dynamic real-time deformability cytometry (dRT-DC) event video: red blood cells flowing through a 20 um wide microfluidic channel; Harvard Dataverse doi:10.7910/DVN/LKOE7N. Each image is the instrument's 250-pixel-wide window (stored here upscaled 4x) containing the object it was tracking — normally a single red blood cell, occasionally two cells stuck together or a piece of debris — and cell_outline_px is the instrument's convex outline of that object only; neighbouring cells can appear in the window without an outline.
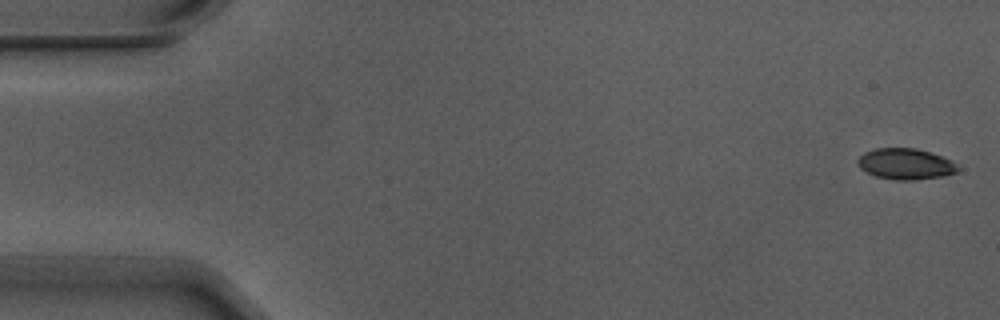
{"species": "Egyptian fruit bat (a non-hibernating species)", "species_latin": "Rousettus aegyptiacus", "temperature_condition": "warm", "stored_images_in_passage": 4, "segment_of_instrument_passage": [2, 2], "camera_frame_rate_fps": 3000, "um_per_image_px": 0.085, "animal": {"sex": "male"}, "frame": {"image": 1, "passage_image": 4, "time_ms": 1.0, "image_size_px": [1000, 320], "cell_outline_px": [[960, 168], [956, 172], [940, 176], [912, 180], [896, 180], [876, 176], [860, 168], [856, 164], [856, 160], [864, 152], [876, 148], [916, 148], [952, 160]], "centroid_in_image_um": [76.94, 13.93], "position_along_channel_um": 8.1, "area_um2": 17.92}}